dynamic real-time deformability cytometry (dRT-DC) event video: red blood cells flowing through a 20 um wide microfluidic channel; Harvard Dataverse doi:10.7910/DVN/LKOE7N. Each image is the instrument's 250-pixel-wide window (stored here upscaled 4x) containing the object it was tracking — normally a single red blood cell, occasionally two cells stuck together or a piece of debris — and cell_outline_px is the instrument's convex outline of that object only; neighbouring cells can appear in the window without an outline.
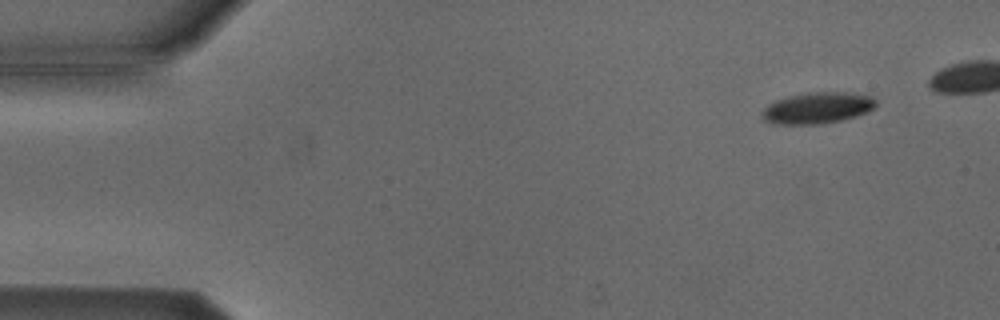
{"species": "Egyptian fruit bat (a non-hibernating species)", "species_latin": "Rousettus aegyptiacus", "temperature_condition": "cold", "stored_images_in_passage": 44, "camera_frame_rate_fps": 3000, "um_per_image_px": 0.085, "animal": {"sex": "male"}, "frame": {"image": 1, "passage_image": 2, "time_ms": 0.333, "image_size_px": [1000, 320], "cell_outline_px": [[876, 104], [872, 108], [856, 116], [840, 120], [820, 124], [772, 124], [764, 120], [760, 112], [768, 104], [776, 100], [788, 96], [808, 92], [848, 92], [872, 96], [876, 100]], "centroid_in_image_um": [69.43, 9.17], "position_along_channel_um": 15.6, "area_um2": 20.75}}
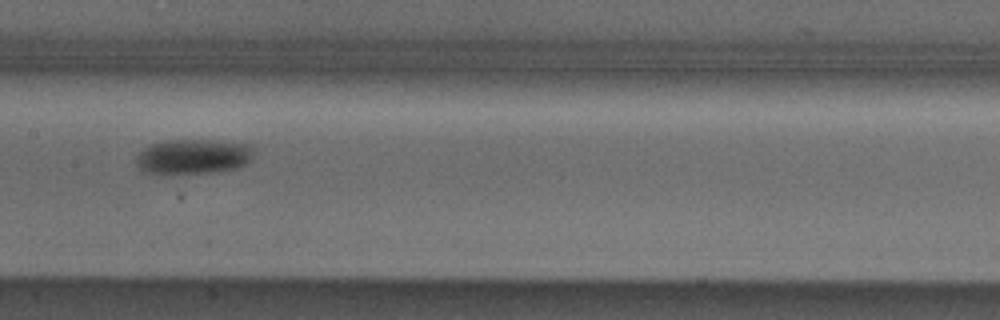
{"frame": {"image": 2, "passage_image": 24, "time_ms": 7.667, "image_size_px": [1000, 320], "cell_outline_px": [[252, 156], [240, 168], [216, 172], [140, 172], [136, 164], [136, 156], [148, 144], [164, 140], [212, 140], [252, 144]], "centroid_in_image_um": [16.41, 13.28], "position_along_channel_um": 191.0, "area_um2": 23.81}}
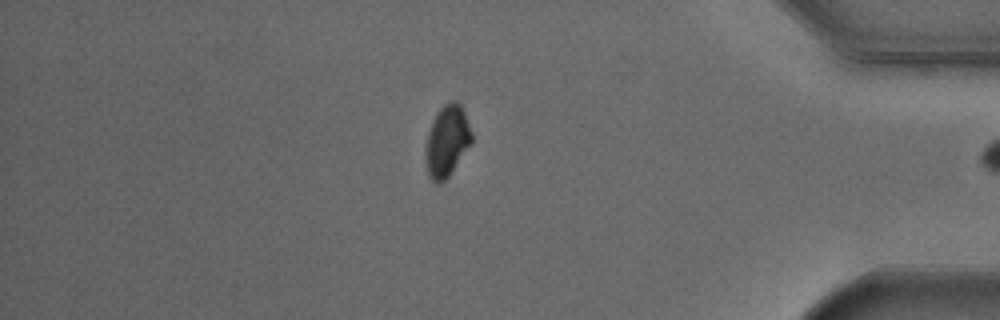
{"frame": {"image": 3, "passage_image": 43, "time_ms": 14.0, "image_size_px": [1000, 320], "cell_outline_px": [[472, 144], [448, 176], [444, 180], [432, 180], [428, 176], [428, 132], [432, 120], [436, 112], [444, 104], [452, 100], [456, 100], [460, 104], [464, 112], [472, 132]], "centroid_in_image_um": [38.05, 11.9], "position_along_channel_um": 397.1, "area_um2": 18.5}, "authors_computed_cell_mechanics": {"area_um2": 22.7443, "velocity_mm_per_s": 3.8238, "shape_relaxation_time_tau1_ms": 2.6622, "shape_relaxation_time_tau2_ms": null, "deformation_change_tau1": 0.0858, "deformation_change_tau2": null}}